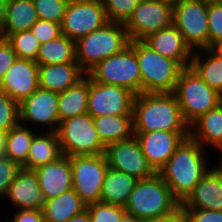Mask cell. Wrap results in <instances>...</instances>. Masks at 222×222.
I'll list each match as a JSON object with an SVG mask.
<instances>
[{
  "label": "cell",
  "mask_w": 222,
  "mask_h": 222,
  "mask_svg": "<svg viewBox=\"0 0 222 222\" xmlns=\"http://www.w3.org/2000/svg\"><path fill=\"white\" fill-rule=\"evenodd\" d=\"M62 156L59 139L54 131H47L45 134H35L30 146L26 164L22 167L26 170L36 168L56 161Z\"/></svg>",
  "instance_id": "obj_25"
},
{
  "label": "cell",
  "mask_w": 222,
  "mask_h": 222,
  "mask_svg": "<svg viewBox=\"0 0 222 222\" xmlns=\"http://www.w3.org/2000/svg\"><path fill=\"white\" fill-rule=\"evenodd\" d=\"M86 73L77 62L38 65L39 88L63 92L76 84Z\"/></svg>",
  "instance_id": "obj_22"
},
{
  "label": "cell",
  "mask_w": 222,
  "mask_h": 222,
  "mask_svg": "<svg viewBox=\"0 0 222 222\" xmlns=\"http://www.w3.org/2000/svg\"><path fill=\"white\" fill-rule=\"evenodd\" d=\"M201 1H205V2H217V3H218V0H201Z\"/></svg>",
  "instance_id": "obj_52"
},
{
  "label": "cell",
  "mask_w": 222,
  "mask_h": 222,
  "mask_svg": "<svg viewBox=\"0 0 222 222\" xmlns=\"http://www.w3.org/2000/svg\"><path fill=\"white\" fill-rule=\"evenodd\" d=\"M13 222H44L42 209H19L14 215Z\"/></svg>",
  "instance_id": "obj_43"
},
{
  "label": "cell",
  "mask_w": 222,
  "mask_h": 222,
  "mask_svg": "<svg viewBox=\"0 0 222 222\" xmlns=\"http://www.w3.org/2000/svg\"><path fill=\"white\" fill-rule=\"evenodd\" d=\"M190 136L203 148H207L206 145H212L211 147L222 152V105L196 120L190 126Z\"/></svg>",
  "instance_id": "obj_24"
},
{
  "label": "cell",
  "mask_w": 222,
  "mask_h": 222,
  "mask_svg": "<svg viewBox=\"0 0 222 222\" xmlns=\"http://www.w3.org/2000/svg\"><path fill=\"white\" fill-rule=\"evenodd\" d=\"M36 132L23 124H18L6 133L4 156L17 162L21 167L26 164L30 146Z\"/></svg>",
  "instance_id": "obj_32"
},
{
  "label": "cell",
  "mask_w": 222,
  "mask_h": 222,
  "mask_svg": "<svg viewBox=\"0 0 222 222\" xmlns=\"http://www.w3.org/2000/svg\"><path fill=\"white\" fill-rule=\"evenodd\" d=\"M87 75L95 82L122 86L141 94V74L135 53V40L122 52L98 63Z\"/></svg>",
  "instance_id": "obj_7"
},
{
  "label": "cell",
  "mask_w": 222,
  "mask_h": 222,
  "mask_svg": "<svg viewBox=\"0 0 222 222\" xmlns=\"http://www.w3.org/2000/svg\"><path fill=\"white\" fill-rule=\"evenodd\" d=\"M39 88L38 64L17 58L0 82V90L20 104Z\"/></svg>",
  "instance_id": "obj_17"
},
{
  "label": "cell",
  "mask_w": 222,
  "mask_h": 222,
  "mask_svg": "<svg viewBox=\"0 0 222 222\" xmlns=\"http://www.w3.org/2000/svg\"><path fill=\"white\" fill-rule=\"evenodd\" d=\"M129 44L125 25L109 21L75 42L76 61L87 74L98 63L122 52Z\"/></svg>",
  "instance_id": "obj_4"
},
{
  "label": "cell",
  "mask_w": 222,
  "mask_h": 222,
  "mask_svg": "<svg viewBox=\"0 0 222 222\" xmlns=\"http://www.w3.org/2000/svg\"><path fill=\"white\" fill-rule=\"evenodd\" d=\"M7 198L14 208L42 209L45 202L34 170L21 169L11 183Z\"/></svg>",
  "instance_id": "obj_21"
},
{
  "label": "cell",
  "mask_w": 222,
  "mask_h": 222,
  "mask_svg": "<svg viewBox=\"0 0 222 222\" xmlns=\"http://www.w3.org/2000/svg\"><path fill=\"white\" fill-rule=\"evenodd\" d=\"M38 19L48 20L61 25L65 15L67 0H32Z\"/></svg>",
  "instance_id": "obj_35"
},
{
  "label": "cell",
  "mask_w": 222,
  "mask_h": 222,
  "mask_svg": "<svg viewBox=\"0 0 222 222\" xmlns=\"http://www.w3.org/2000/svg\"><path fill=\"white\" fill-rule=\"evenodd\" d=\"M28 122L44 126L46 124L50 127L48 131L56 132L60 123L58 93L38 88L24 99L19 104V124Z\"/></svg>",
  "instance_id": "obj_16"
},
{
  "label": "cell",
  "mask_w": 222,
  "mask_h": 222,
  "mask_svg": "<svg viewBox=\"0 0 222 222\" xmlns=\"http://www.w3.org/2000/svg\"><path fill=\"white\" fill-rule=\"evenodd\" d=\"M173 24V6L159 0H141L124 24L130 41L143 40L149 34Z\"/></svg>",
  "instance_id": "obj_13"
},
{
  "label": "cell",
  "mask_w": 222,
  "mask_h": 222,
  "mask_svg": "<svg viewBox=\"0 0 222 222\" xmlns=\"http://www.w3.org/2000/svg\"><path fill=\"white\" fill-rule=\"evenodd\" d=\"M31 31L36 36L40 44L56 39L62 34L60 24L43 19H38L32 25Z\"/></svg>",
  "instance_id": "obj_40"
},
{
  "label": "cell",
  "mask_w": 222,
  "mask_h": 222,
  "mask_svg": "<svg viewBox=\"0 0 222 222\" xmlns=\"http://www.w3.org/2000/svg\"><path fill=\"white\" fill-rule=\"evenodd\" d=\"M141 74V93H172L184 69L177 61L161 56L143 40H135Z\"/></svg>",
  "instance_id": "obj_5"
},
{
  "label": "cell",
  "mask_w": 222,
  "mask_h": 222,
  "mask_svg": "<svg viewBox=\"0 0 222 222\" xmlns=\"http://www.w3.org/2000/svg\"><path fill=\"white\" fill-rule=\"evenodd\" d=\"M119 222H143L142 220L136 218L132 214L125 212Z\"/></svg>",
  "instance_id": "obj_46"
},
{
  "label": "cell",
  "mask_w": 222,
  "mask_h": 222,
  "mask_svg": "<svg viewBox=\"0 0 222 222\" xmlns=\"http://www.w3.org/2000/svg\"><path fill=\"white\" fill-rule=\"evenodd\" d=\"M188 222H222V211L181 209Z\"/></svg>",
  "instance_id": "obj_41"
},
{
  "label": "cell",
  "mask_w": 222,
  "mask_h": 222,
  "mask_svg": "<svg viewBox=\"0 0 222 222\" xmlns=\"http://www.w3.org/2000/svg\"><path fill=\"white\" fill-rule=\"evenodd\" d=\"M204 149L188 136L157 172L181 204L209 170Z\"/></svg>",
  "instance_id": "obj_1"
},
{
  "label": "cell",
  "mask_w": 222,
  "mask_h": 222,
  "mask_svg": "<svg viewBox=\"0 0 222 222\" xmlns=\"http://www.w3.org/2000/svg\"><path fill=\"white\" fill-rule=\"evenodd\" d=\"M143 41L161 56L177 61L183 68L190 67L194 51L174 24L149 34Z\"/></svg>",
  "instance_id": "obj_19"
},
{
  "label": "cell",
  "mask_w": 222,
  "mask_h": 222,
  "mask_svg": "<svg viewBox=\"0 0 222 222\" xmlns=\"http://www.w3.org/2000/svg\"><path fill=\"white\" fill-rule=\"evenodd\" d=\"M199 52L205 53L207 57H202L203 55ZM190 67L210 88L219 93L222 91V58L210 48L194 51Z\"/></svg>",
  "instance_id": "obj_30"
},
{
  "label": "cell",
  "mask_w": 222,
  "mask_h": 222,
  "mask_svg": "<svg viewBox=\"0 0 222 222\" xmlns=\"http://www.w3.org/2000/svg\"><path fill=\"white\" fill-rule=\"evenodd\" d=\"M67 222H92L90 218V214L88 213V210L86 209L82 213L75 215L71 219H69Z\"/></svg>",
  "instance_id": "obj_45"
},
{
  "label": "cell",
  "mask_w": 222,
  "mask_h": 222,
  "mask_svg": "<svg viewBox=\"0 0 222 222\" xmlns=\"http://www.w3.org/2000/svg\"><path fill=\"white\" fill-rule=\"evenodd\" d=\"M39 179L44 200H49L73 189L70 157L62 155L56 161L34 170Z\"/></svg>",
  "instance_id": "obj_20"
},
{
  "label": "cell",
  "mask_w": 222,
  "mask_h": 222,
  "mask_svg": "<svg viewBox=\"0 0 222 222\" xmlns=\"http://www.w3.org/2000/svg\"><path fill=\"white\" fill-rule=\"evenodd\" d=\"M172 222H188V219L181 212Z\"/></svg>",
  "instance_id": "obj_50"
},
{
  "label": "cell",
  "mask_w": 222,
  "mask_h": 222,
  "mask_svg": "<svg viewBox=\"0 0 222 222\" xmlns=\"http://www.w3.org/2000/svg\"><path fill=\"white\" fill-rule=\"evenodd\" d=\"M125 210L142 221L162 219L177 214L181 210V203L167 183L155 173L150 178L138 180Z\"/></svg>",
  "instance_id": "obj_3"
},
{
  "label": "cell",
  "mask_w": 222,
  "mask_h": 222,
  "mask_svg": "<svg viewBox=\"0 0 222 222\" xmlns=\"http://www.w3.org/2000/svg\"><path fill=\"white\" fill-rule=\"evenodd\" d=\"M92 222H119L125 207L97 202L86 207Z\"/></svg>",
  "instance_id": "obj_37"
},
{
  "label": "cell",
  "mask_w": 222,
  "mask_h": 222,
  "mask_svg": "<svg viewBox=\"0 0 222 222\" xmlns=\"http://www.w3.org/2000/svg\"><path fill=\"white\" fill-rule=\"evenodd\" d=\"M138 179L108 167L101 187L100 202L125 207Z\"/></svg>",
  "instance_id": "obj_23"
},
{
  "label": "cell",
  "mask_w": 222,
  "mask_h": 222,
  "mask_svg": "<svg viewBox=\"0 0 222 222\" xmlns=\"http://www.w3.org/2000/svg\"><path fill=\"white\" fill-rule=\"evenodd\" d=\"M86 207L76 191L71 189L55 198L45 200L42 207L44 222H67L85 211Z\"/></svg>",
  "instance_id": "obj_26"
},
{
  "label": "cell",
  "mask_w": 222,
  "mask_h": 222,
  "mask_svg": "<svg viewBox=\"0 0 222 222\" xmlns=\"http://www.w3.org/2000/svg\"><path fill=\"white\" fill-rule=\"evenodd\" d=\"M6 133L0 131V156H4Z\"/></svg>",
  "instance_id": "obj_48"
},
{
  "label": "cell",
  "mask_w": 222,
  "mask_h": 222,
  "mask_svg": "<svg viewBox=\"0 0 222 222\" xmlns=\"http://www.w3.org/2000/svg\"><path fill=\"white\" fill-rule=\"evenodd\" d=\"M148 164L157 173L171 158L190 131L134 132Z\"/></svg>",
  "instance_id": "obj_15"
},
{
  "label": "cell",
  "mask_w": 222,
  "mask_h": 222,
  "mask_svg": "<svg viewBox=\"0 0 222 222\" xmlns=\"http://www.w3.org/2000/svg\"><path fill=\"white\" fill-rule=\"evenodd\" d=\"M208 2L180 0L173 6V24L194 51L209 48Z\"/></svg>",
  "instance_id": "obj_9"
},
{
  "label": "cell",
  "mask_w": 222,
  "mask_h": 222,
  "mask_svg": "<svg viewBox=\"0 0 222 222\" xmlns=\"http://www.w3.org/2000/svg\"><path fill=\"white\" fill-rule=\"evenodd\" d=\"M108 21L125 24L141 0H102Z\"/></svg>",
  "instance_id": "obj_34"
},
{
  "label": "cell",
  "mask_w": 222,
  "mask_h": 222,
  "mask_svg": "<svg viewBox=\"0 0 222 222\" xmlns=\"http://www.w3.org/2000/svg\"><path fill=\"white\" fill-rule=\"evenodd\" d=\"M180 213H181V210L177 214L166 217V218L145 220L143 222H172Z\"/></svg>",
  "instance_id": "obj_47"
},
{
  "label": "cell",
  "mask_w": 222,
  "mask_h": 222,
  "mask_svg": "<svg viewBox=\"0 0 222 222\" xmlns=\"http://www.w3.org/2000/svg\"><path fill=\"white\" fill-rule=\"evenodd\" d=\"M35 62L38 65L77 62L75 41L61 34L56 39L41 44Z\"/></svg>",
  "instance_id": "obj_31"
},
{
  "label": "cell",
  "mask_w": 222,
  "mask_h": 222,
  "mask_svg": "<svg viewBox=\"0 0 222 222\" xmlns=\"http://www.w3.org/2000/svg\"><path fill=\"white\" fill-rule=\"evenodd\" d=\"M17 58L10 43L5 38L0 37V82Z\"/></svg>",
  "instance_id": "obj_42"
},
{
  "label": "cell",
  "mask_w": 222,
  "mask_h": 222,
  "mask_svg": "<svg viewBox=\"0 0 222 222\" xmlns=\"http://www.w3.org/2000/svg\"><path fill=\"white\" fill-rule=\"evenodd\" d=\"M220 105H222V91L220 92Z\"/></svg>",
  "instance_id": "obj_53"
},
{
  "label": "cell",
  "mask_w": 222,
  "mask_h": 222,
  "mask_svg": "<svg viewBox=\"0 0 222 222\" xmlns=\"http://www.w3.org/2000/svg\"><path fill=\"white\" fill-rule=\"evenodd\" d=\"M107 22L102 0H74L68 3L61 23V33L76 42Z\"/></svg>",
  "instance_id": "obj_11"
},
{
  "label": "cell",
  "mask_w": 222,
  "mask_h": 222,
  "mask_svg": "<svg viewBox=\"0 0 222 222\" xmlns=\"http://www.w3.org/2000/svg\"><path fill=\"white\" fill-rule=\"evenodd\" d=\"M7 2L8 0H0V37L2 38L6 19Z\"/></svg>",
  "instance_id": "obj_44"
},
{
  "label": "cell",
  "mask_w": 222,
  "mask_h": 222,
  "mask_svg": "<svg viewBox=\"0 0 222 222\" xmlns=\"http://www.w3.org/2000/svg\"><path fill=\"white\" fill-rule=\"evenodd\" d=\"M56 133L62 155L73 157L105 152L106 146L99 139L93 118L88 113L61 121Z\"/></svg>",
  "instance_id": "obj_8"
},
{
  "label": "cell",
  "mask_w": 222,
  "mask_h": 222,
  "mask_svg": "<svg viewBox=\"0 0 222 222\" xmlns=\"http://www.w3.org/2000/svg\"><path fill=\"white\" fill-rule=\"evenodd\" d=\"M173 93L189 126L220 105V93L210 88L191 67L181 71Z\"/></svg>",
  "instance_id": "obj_6"
},
{
  "label": "cell",
  "mask_w": 222,
  "mask_h": 222,
  "mask_svg": "<svg viewBox=\"0 0 222 222\" xmlns=\"http://www.w3.org/2000/svg\"><path fill=\"white\" fill-rule=\"evenodd\" d=\"M6 40L19 59L36 61L41 44L31 30L11 34Z\"/></svg>",
  "instance_id": "obj_33"
},
{
  "label": "cell",
  "mask_w": 222,
  "mask_h": 222,
  "mask_svg": "<svg viewBox=\"0 0 222 222\" xmlns=\"http://www.w3.org/2000/svg\"><path fill=\"white\" fill-rule=\"evenodd\" d=\"M132 112L133 132L190 131L173 92L135 95Z\"/></svg>",
  "instance_id": "obj_2"
},
{
  "label": "cell",
  "mask_w": 222,
  "mask_h": 222,
  "mask_svg": "<svg viewBox=\"0 0 222 222\" xmlns=\"http://www.w3.org/2000/svg\"><path fill=\"white\" fill-rule=\"evenodd\" d=\"M104 155L109 168L134 176L138 180L150 178L156 173L148 164L135 136L108 144Z\"/></svg>",
  "instance_id": "obj_14"
},
{
  "label": "cell",
  "mask_w": 222,
  "mask_h": 222,
  "mask_svg": "<svg viewBox=\"0 0 222 222\" xmlns=\"http://www.w3.org/2000/svg\"><path fill=\"white\" fill-rule=\"evenodd\" d=\"M159 1H162V2H165V3H169L172 6H174V5L178 4L180 0H159Z\"/></svg>",
  "instance_id": "obj_51"
},
{
  "label": "cell",
  "mask_w": 222,
  "mask_h": 222,
  "mask_svg": "<svg viewBox=\"0 0 222 222\" xmlns=\"http://www.w3.org/2000/svg\"><path fill=\"white\" fill-rule=\"evenodd\" d=\"M135 94L129 89L99 83L89 77L87 113L92 117L106 115H133Z\"/></svg>",
  "instance_id": "obj_12"
},
{
  "label": "cell",
  "mask_w": 222,
  "mask_h": 222,
  "mask_svg": "<svg viewBox=\"0 0 222 222\" xmlns=\"http://www.w3.org/2000/svg\"><path fill=\"white\" fill-rule=\"evenodd\" d=\"M73 189L88 206L100 202L101 187L108 169L104 154L70 157Z\"/></svg>",
  "instance_id": "obj_10"
},
{
  "label": "cell",
  "mask_w": 222,
  "mask_h": 222,
  "mask_svg": "<svg viewBox=\"0 0 222 222\" xmlns=\"http://www.w3.org/2000/svg\"><path fill=\"white\" fill-rule=\"evenodd\" d=\"M38 20L32 0H8L3 38L11 34L31 30Z\"/></svg>",
  "instance_id": "obj_29"
},
{
  "label": "cell",
  "mask_w": 222,
  "mask_h": 222,
  "mask_svg": "<svg viewBox=\"0 0 222 222\" xmlns=\"http://www.w3.org/2000/svg\"><path fill=\"white\" fill-rule=\"evenodd\" d=\"M181 209L222 211V163L208 170Z\"/></svg>",
  "instance_id": "obj_18"
},
{
  "label": "cell",
  "mask_w": 222,
  "mask_h": 222,
  "mask_svg": "<svg viewBox=\"0 0 222 222\" xmlns=\"http://www.w3.org/2000/svg\"><path fill=\"white\" fill-rule=\"evenodd\" d=\"M89 76L86 74L76 84L58 93L60 122L67 118L83 115L88 110Z\"/></svg>",
  "instance_id": "obj_27"
},
{
  "label": "cell",
  "mask_w": 222,
  "mask_h": 222,
  "mask_svg": "<svg viewBox=\"0 0 222 222\" xmlns=\"http://www.w3.org/2000/svg\"><path fill=\"white\" fill-rule=\"evenodd\" d=\"M210 49L222 58V41L217 42Z\"/></svg>",
  "instance_id": "obj_49"
},
{
  "label": "cell",
  "mask_w": 222,
  "mask_h": 222,
  "mask_svg": "<svg viewBox=\"0 0 222 222\" xmlns=\"http://www.w3.org/2000/svg\"><path fill=\"white\" fill-rule=\"evenodd\" d=\"M209 48L222 41V4L208 2Z\"/></svg>",
  "instance_id": "obj_38"
},
{
  "label": "cell",
  "mask_w": 222,
  "mask_h": 222,
  "mask_svg": "<svg viewBox=\"0 0 222 222\" xmlns=\"http://www.w3.org/2000/svg\"><path fill=\"white\" fill-rule=\"evenodd\" d=\"M22 167L6 156H0V198L5 197L9 187Z\"/></svg>",
  "instance_id": "obj_39"
},
{
  "label": "cell",
  "mask_w": 222,
  "mask_h": 222,
  "mask_svg": "<svg viewBox=\"0 0 222 222\" xmlns=\"http://www.w3.org/2000/svg\"><path fill=\"white\" fill-rule=\"evenodd\" d=\"M101 142L108 144L134 136L133 115H106L93 118Z\"/></svg>",
  "instance_id": "obj_28"
},
{
  "label": "cell",
  "mask_w": 222,
  "mask_h": 222,
  "mask_svg": "<svg viewBox=\"0 0 222 222\" xmlns=\"http://www.w3.org/2000/svg\"><path fill=\"white\" fill-rule=\"evenodd\" d=\"M19 124V104L0 90V131L7 133Z\"/></svg>",
  "instance_id": "obj_36"
}]
</instances>
